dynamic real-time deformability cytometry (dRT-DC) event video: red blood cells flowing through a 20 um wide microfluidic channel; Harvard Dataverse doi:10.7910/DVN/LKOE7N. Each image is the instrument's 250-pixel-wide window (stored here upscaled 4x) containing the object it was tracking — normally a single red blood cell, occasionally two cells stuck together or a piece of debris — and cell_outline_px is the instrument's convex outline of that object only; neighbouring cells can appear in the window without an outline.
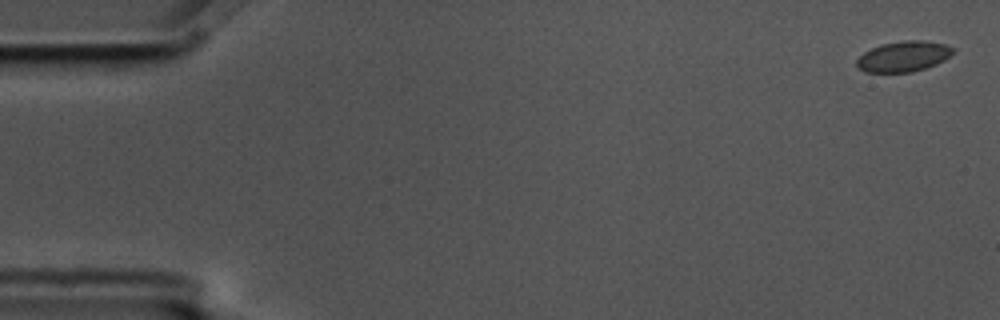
{"species": "common noctule bat (a hibernating species)", "species_latin": "Nyctalus noctula", "temperature_condition": "cold", "stored_images_in_passage": 5, "camera_frame_rate_fps": 3000, "um_per_image_px": 0.085, "animal": {"sex": "male", "body_mass_g": 17.5, "forearm_length_mm": 52.3}, "frame": {"image": 1, "passage_image": 1, "time_ms": 0.0, "image_size_px": [1000, 320], "cell_outline_px": [[956, 52], [944, 60], [936, 64], [912, 72], [864, 72], [856, 68], [856, 60], [864, 52], [880, 44], [904, 40], [924, 40], [944, 44], [956, 48]], "centroid_in_image_um": [76.8, 4.79], "position_along_channel_um": 8.2, "area_um2": 17.34}}
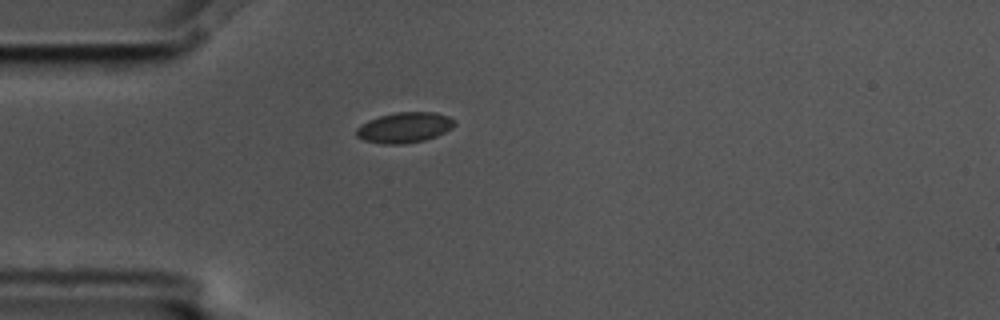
{"frame": {"image": 2, "passage_image": 5, "time_ms": 1.333, "image_size_px": [1000, 320], "cell_outline_px": [[456, 124], [452, 128], [436, 136], [424, 140], [400, 144], [384, 144], [364, 140], [356, 136], [356, 128], [360, 124], [368, 120], [380, 116], [396, 112], [436, 112], [448, 116], [456, 120]], "centroid_in_image_um": [34.38, 10.83], "position_along_channel_um": 50.6, "area_um2": 17.46}}